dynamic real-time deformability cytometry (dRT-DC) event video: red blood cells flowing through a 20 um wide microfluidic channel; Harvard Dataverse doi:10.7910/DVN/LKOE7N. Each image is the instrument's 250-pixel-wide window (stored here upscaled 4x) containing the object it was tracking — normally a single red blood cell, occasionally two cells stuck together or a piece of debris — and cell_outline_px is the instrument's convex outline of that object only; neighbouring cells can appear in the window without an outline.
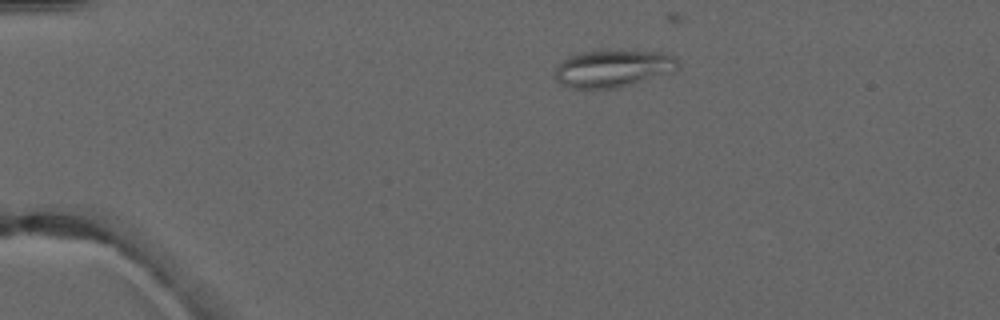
{"species": "common noctule bat (a hibernating species)", "species_latin": "Nyctalus noctula", "temperature_condition": "warm", "stored_images_in_passage": 3, "camera_frame_rate_fps": 3000, "um_per_image_px": 0.085, "animal": {"sex": "male", "forearm_length_mm": 52.5}, "frame": {"image": 1, "passage_image": 3, "time_ms": 3.333, "image_size_px": [1000, 320], "cell_outline_px": [[680, 68], [672, 72], [616, 88], [572, 88], [560, 84], [556, 80], [556, 68], [560, 60], [568, 56], [580, 52], [664, 52], [676, 56], [680, 64]], "centroid_in_image_um": [52.11, 5.83], "position_along_channel_um": 32.9, "area_um2": 26.36}}